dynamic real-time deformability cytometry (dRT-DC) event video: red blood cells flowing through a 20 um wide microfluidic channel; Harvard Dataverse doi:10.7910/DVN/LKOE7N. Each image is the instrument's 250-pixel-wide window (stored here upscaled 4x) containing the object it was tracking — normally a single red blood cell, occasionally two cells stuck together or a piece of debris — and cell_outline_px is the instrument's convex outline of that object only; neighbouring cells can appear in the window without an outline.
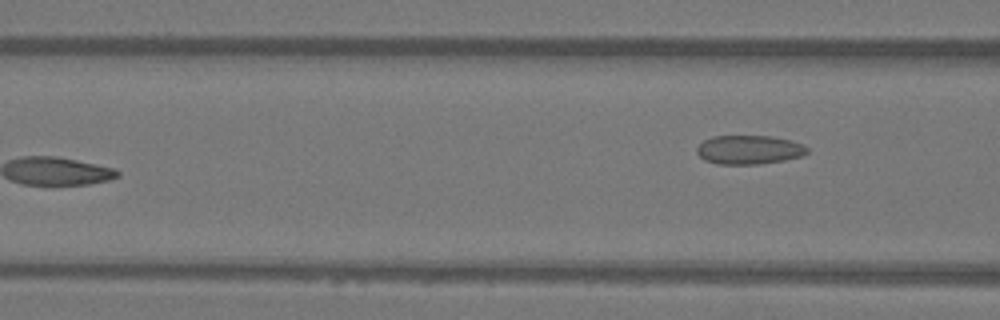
{"species": "Egyptian fruit bat (a non-hibernating species)", "species_latin": "Rousettus aegyptiacus", "temperature_condition": "warm", "stored_images_in_passage": 6, "camera_frame_rate_fps": 3000, "um_per_image_px": 0.085, "animal": {"sex": "female"}, "frame": {"image": 1, "passage_image": 6, "time_ms": 1.667, "image_size_px": [1000, 320], "cell_outline_px": [[808, 152], [804, 156], [784, 160], [760, 164], [716, 164], [704, 160], [696, 152], [696, 148], [704, 140], [712, 136], [772, 136], [792, 140], [804, 144], [808, 148]], "centroid_in_image_um": [63.7, 12.73], "position_along_channel_um": 102.9, "area_um2": 18.84}}